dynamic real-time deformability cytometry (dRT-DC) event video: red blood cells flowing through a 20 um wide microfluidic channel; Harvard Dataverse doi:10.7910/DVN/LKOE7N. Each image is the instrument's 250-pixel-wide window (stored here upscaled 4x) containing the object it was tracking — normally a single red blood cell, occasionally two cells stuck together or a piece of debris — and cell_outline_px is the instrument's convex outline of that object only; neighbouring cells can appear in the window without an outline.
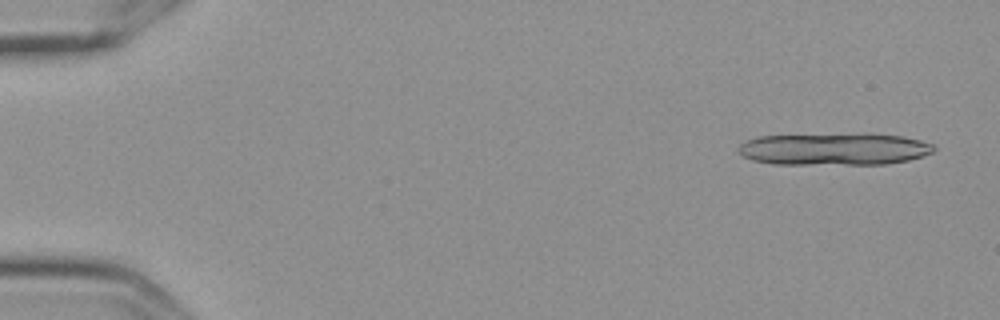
{"species": "Egyptian fruit bat (a non-hibernating species)", "species_latin": "Rousettus aegyptiacus", "temperature_condition": "cold", "stored_images_in_passage": 14, "camera_frame_rate_fps": 3000, "um_per_image_px": 0.085, "frame": {"image": 1, "passage_image": 3, "time_ms": 0.667, "image_size_px": [1000, 320], "cell_outline_px": [[936, 148], [932, 152], [908, 160], [888, 164], [772, 164], [752, 160], [736, 152], [736, 148], [740, 144], [748, 140], [760, 136], [868, 132], [904, 136], [920, 140], [932, 144]], "centroid_in_image_um": [70.9, 12.65], "position_along_channel_um": 14.1, "area_um2": 37.4}}